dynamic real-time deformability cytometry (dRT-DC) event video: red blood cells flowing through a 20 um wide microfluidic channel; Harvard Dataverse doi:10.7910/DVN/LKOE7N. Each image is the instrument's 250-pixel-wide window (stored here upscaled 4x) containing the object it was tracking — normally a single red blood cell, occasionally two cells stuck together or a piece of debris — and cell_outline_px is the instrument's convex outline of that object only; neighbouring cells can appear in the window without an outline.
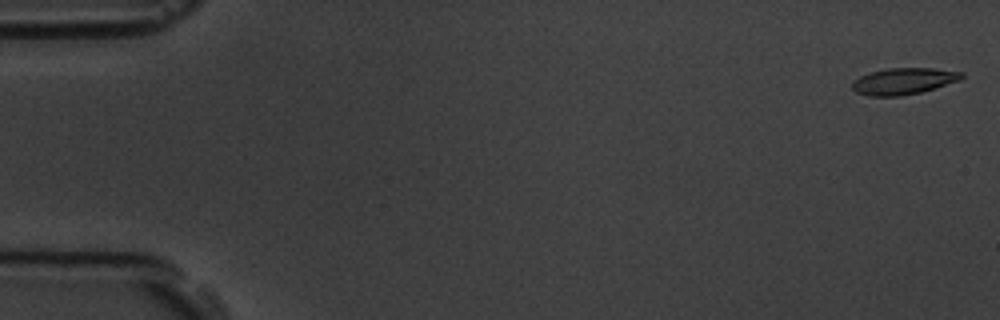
{"species": "common noctule bat (a hibernating species)", "species_latin": "Nyctalus noctula", "temperature_condition": "room temperature", "stored_images_in_passage": 12, "camera_frame_rate_fps": 3000, "um_per_image_px": 0.085, "animal": {"sex": "male", "body_mass_g": 19.5, "forearm_length_mm": 54.6}, "frame": {"image": 1, "passage_image": 1, "time_ms": 0.0, "image_size_px": [1000, 320], "cell_outline_px": [[964, 76], [960, 80], [920, 92], [900, 96], [868, 96], [856, 92], [852, 88], [852, 80], [860, 76], [872, 72], [888, 68], [932, 68], [964, 72]], "centroid_in_image_um": [76.79, 6.89], "position_along_channel_um": 8.2, "area_um2": 16.82}}
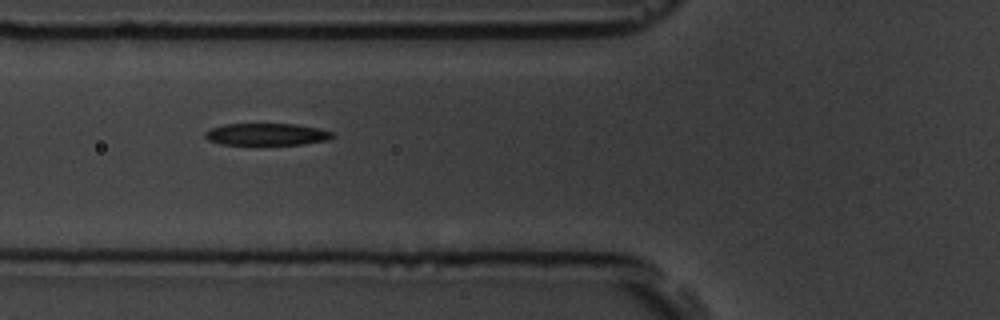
{"frame": {"image": 2, "passage_image": 6, "time_ms": 6.667, "image_size_px": [1000, 320], "cell_outline_px": [[336, 136], [328, 140], [304, 144], [224, 144], [208, 140], [204, 136], [204, 132], [212, 128], [224, 124], [296, 124], [320, 128], [332, 132]], "centroid_in_image_um": [22.71, 11.41], "position_along_channel_um": 103.1, "area_um2": 16.3}}
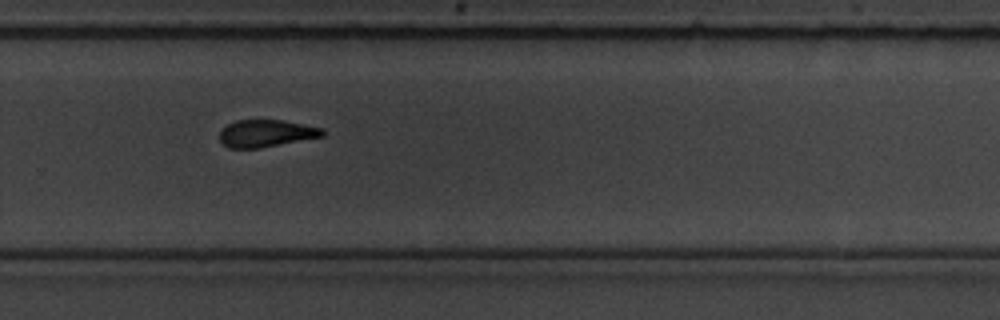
{"frame": {"image": 3, "passage_image": 11, "time_ms": 12.333, "image_size_px": [1000, 320], "cell_outline_px": [[324, 136], [260, 148], [228, 148], [220, 140], [220, 132], [228, 124], [236, 120], [284, 120], [324, 128]], "centroid_in_image_um": [22.64, 11.33], "position_along_channel_um": 307.2, "area_um2": 16.3}}